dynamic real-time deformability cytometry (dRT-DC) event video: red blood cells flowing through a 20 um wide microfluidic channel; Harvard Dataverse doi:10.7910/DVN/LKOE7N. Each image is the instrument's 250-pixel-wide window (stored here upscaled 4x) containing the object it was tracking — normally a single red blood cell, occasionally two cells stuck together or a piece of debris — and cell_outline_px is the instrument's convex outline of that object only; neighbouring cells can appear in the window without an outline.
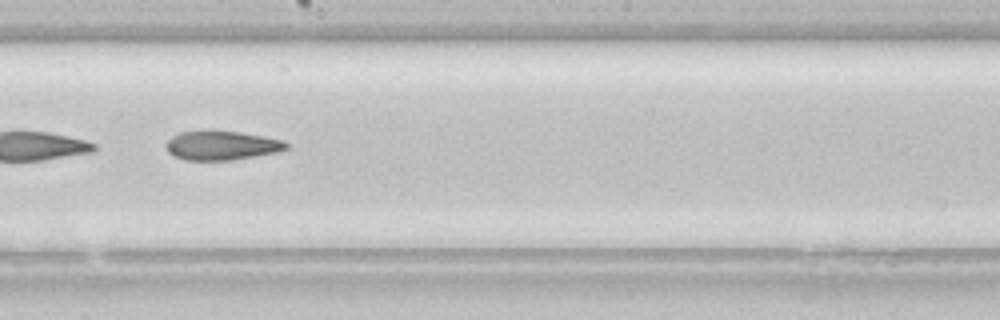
{"species": "common noctule bat (a hibernating species)", "species_latin": "Nyctalus noctula", "temperature_condition": "room temperature", "stored_images_in_passage": 52, "camera_frame_rate_fps": 3000, "um_per_image_px": 0.085, "animal": {"sex": "female", "body_mass_g": 22.7, "forearm_length_mm": 54.2}, "frame": {"image": 1, "passage_image": 30, "time_ms": 9.667, "image_size_px": [1000, 320], "cell_outline_px": [[288, 148], [280, 152], [232, 160], [184, 160], [172, 156], [168, 152], [168, 140], [172, 136], [180, 132], [208, 128], [240, 132], [264, 136], [284, 140], [288, 144]], "centroid_in_image_um": [18.85, 12.34], "position_along_channel_um": 229.3, "area_um2": 21.04}, "authors_computed_cell_mechanics": {"area_um2": 22.8599, "velocity_mm_per_s": 3.8448, "shape_relaxation_time_tau1_ms": null, "shape_relaxation_time_tau2_ms": 5.0819, "deformation_change_tau1": null, "deformation_change_tau2": 0.1505}}